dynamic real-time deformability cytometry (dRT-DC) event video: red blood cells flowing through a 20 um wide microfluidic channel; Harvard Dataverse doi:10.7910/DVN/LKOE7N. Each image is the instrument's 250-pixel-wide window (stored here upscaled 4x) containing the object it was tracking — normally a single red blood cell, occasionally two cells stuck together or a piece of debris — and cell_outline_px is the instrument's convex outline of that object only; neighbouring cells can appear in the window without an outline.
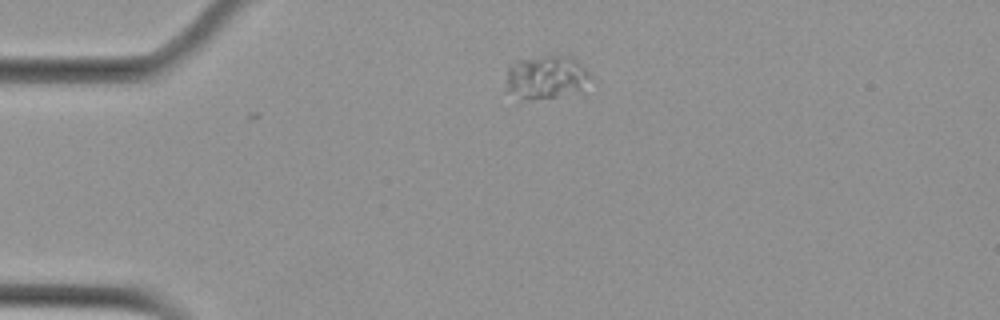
{"species": "Egyptian fruit bat (a non-hibernating species)", "species_latin": "Rousettus aegyptiacus", "temperature_condition": "cold", "stored_images_in_passage": 2, "camera_frame_rate_fps": 3000, "um_per_image_px": 0.085, "animal": {"sex": "female"}, "frame": {"image": 1, "passage_image": 1, "time_ms": 0.0, "image_size_px": [1000, 320], "cell_outline_px": [[592, 80], [584, 92], [520, 104], [516, 104], [504, 92], [504, 88], [508, 64], [516, 60], [548, 56], [572, 56], [592, 76]], "centroid_in_image_um": [46.33, 6.69], "position_along_channel_um": 38.7, "area_um2": 23.35}}